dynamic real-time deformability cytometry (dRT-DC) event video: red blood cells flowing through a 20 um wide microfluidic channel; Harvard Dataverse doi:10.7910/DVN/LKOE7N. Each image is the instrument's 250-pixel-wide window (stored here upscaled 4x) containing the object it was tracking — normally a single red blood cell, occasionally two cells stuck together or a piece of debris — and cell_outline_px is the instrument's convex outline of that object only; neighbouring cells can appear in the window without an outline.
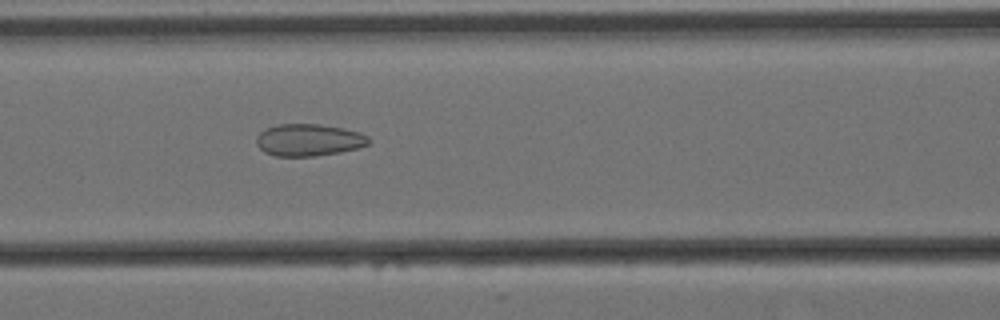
{"species": "Egyptian fruit bat (a non-hibernating species)", "species_latin": "Rousettus aegyptiacus", "temperature_condition": "cold", "stored_images_in_passage": 57, "camera_frame_rate_fps": 3000, "um_per_image_px": 0.085, "animal": {"sex": "female"}, "frame": {"image": 1, "passage_image": 23, "time_ms": 7.333, "image_size_px": [1000, 320], "cell_outline_px": [[372, 140], [368, 144], [356, 148], [340, 152], [316, 156], [276, 156], [264, 152], [256, 144], [256, 136], [264, 128], [280, 124], [320, 124], [344, 128], [360, 132], [368, 136]], "centroid_in_image_um": [26.24, 11.89], "position_along_channel_um": 140.4, "area_um2": 21.15}}
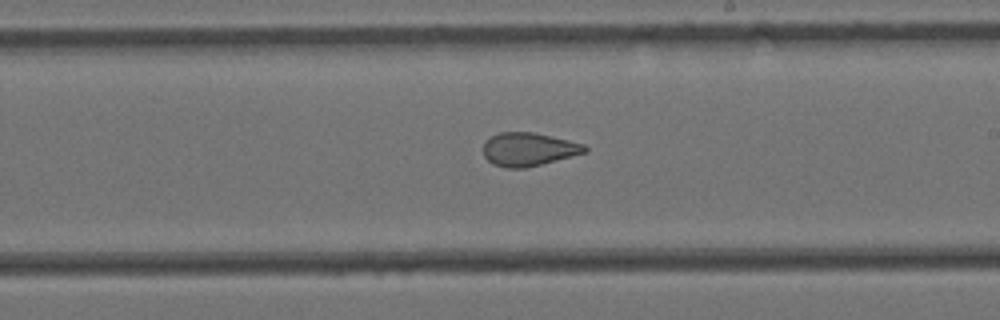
{"frame": {"image": 2, "passage_image": 32, "time_ms": 10.333, "image_size_px": [1000, 320], "cell_outline_px": [[588, 152], [524, 168], [508, 168], [492, 164], [484, 156], [484, 140], [500, 132], [536, 132], [584, 144], [588, 148]], "centroid_in_image_um": [44.92, 12.68], "position_along_channel_um": 244.1, "area_um2": 19.71}}
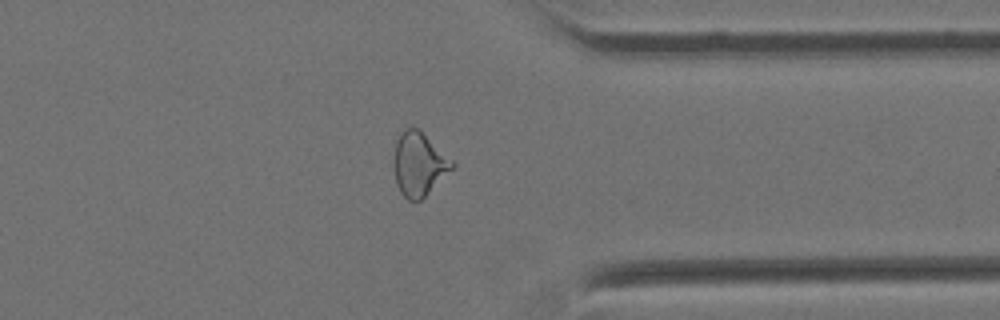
{"frame": {"image": 3, "passage_image": 44, "time_ms": 14.333, "image_size_px": [1000, 320], "cell_outline_px": [[456, 164], [420, 200], [408, 200], [400, 192], [396, 184], [392, 164], [392, 160], [396, 140], [400, 132], [404, 128], [420, 128]], "centroid_in_image_um": [35.55, 13.9], "position_along_channel_um": 375.8, "area_um2": 21.68}, "authors_computed_cell_mechanics": {"area_um2": 22.7732, "velocity_mm_per_s": 3.4628, "shape_relaxation_time_tau1_ms": null, "shape_relaxation_time_tau2_ms": 2.0517, "deformation_change_tau1": null, "deformation_change_tau2": 0.0891}}